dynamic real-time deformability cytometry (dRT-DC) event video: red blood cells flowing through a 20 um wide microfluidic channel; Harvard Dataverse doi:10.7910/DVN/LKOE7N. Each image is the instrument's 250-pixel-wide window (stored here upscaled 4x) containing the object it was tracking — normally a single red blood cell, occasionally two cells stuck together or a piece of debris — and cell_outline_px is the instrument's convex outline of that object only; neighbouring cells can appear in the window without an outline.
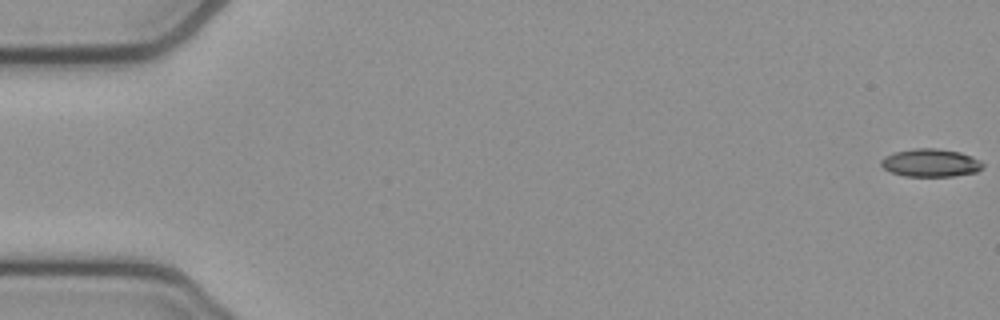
{"species": "common noctule bat (a hibernating species)", "species_latin": "Nyctalus noctula", "temperature_condition": "cold", "stored_images_in_passage": 54, "camera_frame_rate_fps": 3000, "um_per_image_px": 0.085, "animal": {"sex": "female", "body_mass_g": 21.9}, "frame": {"image": 1, "passage_image": 1, "time_ms": 0.0, "image_size_px": [1000, 320], "cell_outline_px": [[984, 168], [976, 172], [952, 176], [904, 176], [892, 172], [884, 168], [880, 164], [880, 160], [884, 156], [892, 152], [916, 148], [936, 148], [960, 152], [980, 160], [984, 164]], "centroid_in_image_um": [79.09, 13.83], "position_along_channel_um": 5.9, "area_um2": 16.65}}
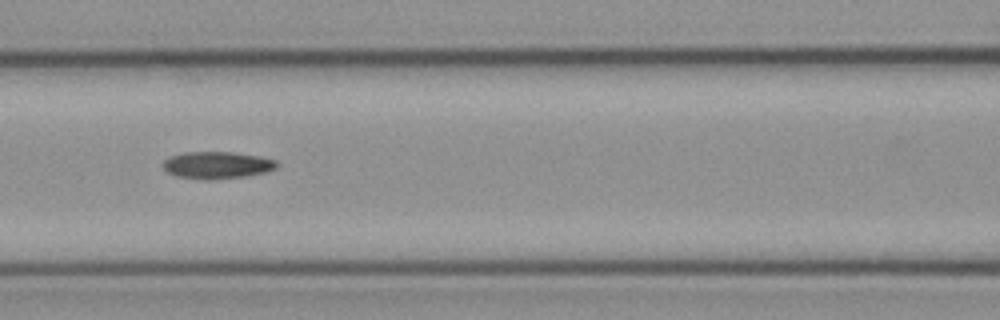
{"frame": {"image": 2, "passage_image": 24, "time_ms": 7.667, "image_size_px": [1000, 320], "cell_outline_px": [[276, 168], [264, 172], [244, 176], [212, 180], [204, 180], [176, 176], [168, 172], [160, 164], [168, 156], [184, 152], [232, 152], [260, 156], [276, 160]], "centroid_in_image_um": [18.39, 14.03], "position_along_channel_um": 148.2, "area_um2": 18.03}}
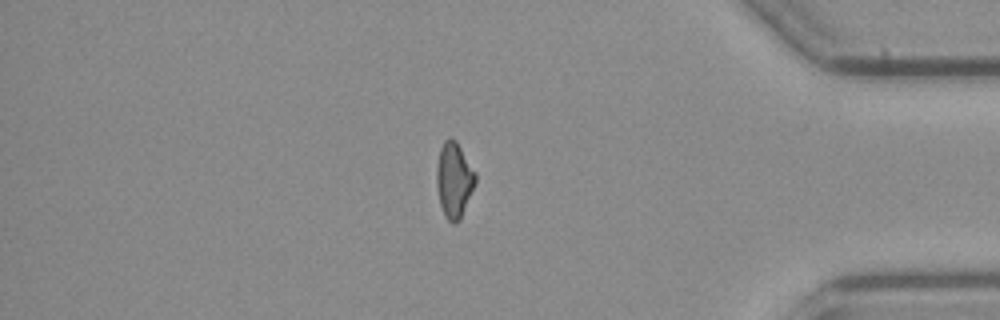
{"frame": {"image": 3, "passage_image": 46, "time_ms": 15.0, "image_size_px": [1000, 320], "cell_outline_px": [[476, 180], [460, 220], [452, 224], [444, 216], [440, 204], [436, 184], [436, 168], [440, 148], [444, 140], [456, 140], [476, 172]], "centroid_in_image_um": [38.58, 15.31], "position_along_channel_um": 396.6, "area_um2": 16.94}}